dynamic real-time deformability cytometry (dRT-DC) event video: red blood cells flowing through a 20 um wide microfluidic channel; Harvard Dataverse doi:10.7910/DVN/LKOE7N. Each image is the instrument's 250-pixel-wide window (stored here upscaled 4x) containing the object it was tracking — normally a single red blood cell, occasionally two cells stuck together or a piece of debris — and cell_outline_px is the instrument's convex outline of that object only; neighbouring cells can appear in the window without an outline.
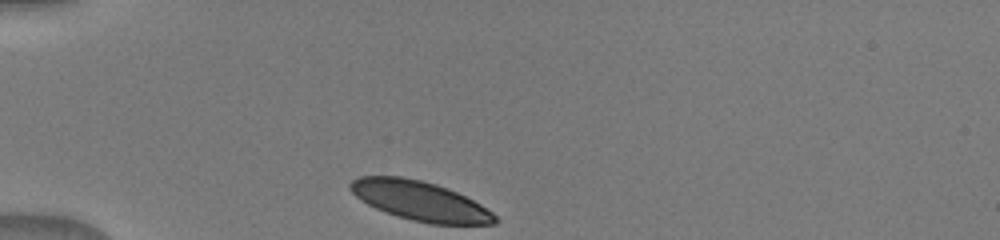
{"species": "human", "species_latin": "Homo sapiens", "temperature_condition": "warm", "stored_images_in_passage": 10, "camera_frame_rate_fps": 3000, "um_per_image_px": 0.085, "donor": {"sex": "male"}, "frame": {"image": 1, "passage_image": 1, "time_ms": 0.0, "image_size_px": [1000, 240], "cell_outline_px": [[500, 220], [496, 224], [432, 224], [412, 220], [396, 216], [376, 208], [360, 200], [348, 188], [348, 184], [352, 180], [360, 176], [400, 176], [420, 180], [436, 184], [456, 192], [480, 204], [492, 212]], "centroid_in_image_um": [35.69, 17.08], "position_along_channel_um": 49.3, "area_um2": 33.12}}
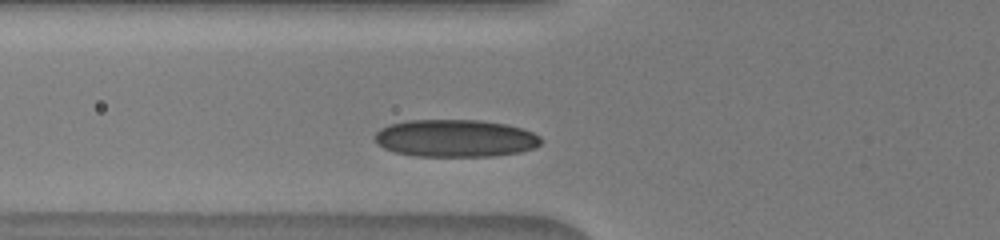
{"frame": {"image": 2, "passage_image": 5, "time_ms": 1.667, "image_size_px": [1000, 240], "cell_outline_px": [[544, 140], [536, 148], [520, 152], [492, 156], [416, 156], [396, 152], [384, 148], [376, 144], [376, 132], [380, 128], [388, 124], [408, 120], [480, 120], [508, 124], [524, 128], [540, 136]], "centroid_in_image_um": [38.74, 11.75], "position_along_channel_um": 87.1, "area_um2": 36.59}}